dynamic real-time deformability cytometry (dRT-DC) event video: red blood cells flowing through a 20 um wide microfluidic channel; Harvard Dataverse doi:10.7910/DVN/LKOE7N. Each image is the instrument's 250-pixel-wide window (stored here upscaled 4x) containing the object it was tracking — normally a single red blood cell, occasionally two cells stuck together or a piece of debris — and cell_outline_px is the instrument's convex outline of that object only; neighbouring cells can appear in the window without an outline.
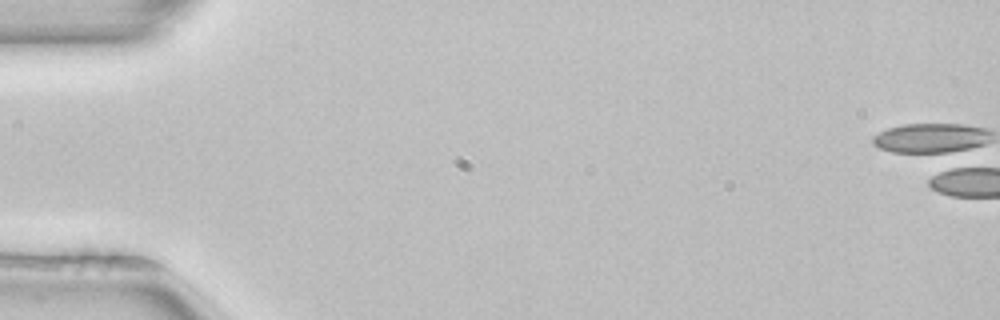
{"species": "common noctule bat (a hibernating species)", "species_latin": "Nyctalus noctula", "temperature_condition": "room temperature", "stored_images_in_passage": 4, "camera_frame_rate_fps": 3000, "um_per_image_px": 0.085, "animal": {"sex": "female", "body_mass_g": 22.7, "forearm_length_mm": 54.2}, "frame": {"image": 1, "passage_image": 1, "time_ms": 0.0, "image_size_px": [1000, 320], "cell_outline_px": [[976, 144], [960, 148], [936, 152], [904, 152], [888, 148], [876, 144], [876, 140], [888, 132], [896, 128], [924, 124], [928, 124], [972, 128]], "centroid_in_image_um": [78.83, 11.77], "position_along_channel_um": 6.2, "area_um2": 15.66}}